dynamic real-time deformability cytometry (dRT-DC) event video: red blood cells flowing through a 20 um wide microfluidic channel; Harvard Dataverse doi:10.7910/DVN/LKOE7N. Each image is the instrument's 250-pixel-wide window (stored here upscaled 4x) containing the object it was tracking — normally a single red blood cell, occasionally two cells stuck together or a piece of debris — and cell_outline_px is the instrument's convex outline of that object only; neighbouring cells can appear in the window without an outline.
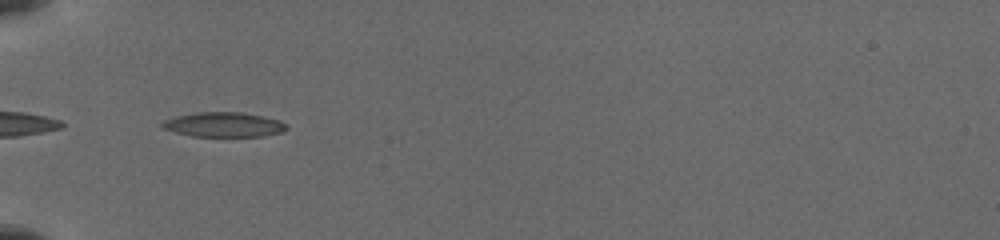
{"species": "common noctule bat (a hibernating species)", "species_latin": "Nyctalus noctula", "temperature_condition": "cold", "stored_images_in_passage": 3, "camera_frame_rate_fps": 3000, "um_per_image_px": 0.085, "animal": {"sex": "female", "body_mass_g": 19.5, "forearm_length_mm": 54.1}, "frame": {"image": 1, "passage_image": 2, "time_ms": 1.333, "image_size_px": [1000, 240], "cell_outline_px": [[288, 128], [280, 132], [264, 136], [192, 136], [160, 128], [160, 124], [164, 120], [176, 116], [196, 112], [240, 112], [264, 116], [280, 120], [288, 124]], "centroid_in_image_um": [19.02, 10.58], "position_along_channel_um": 66.0, "area_um2": 17.98}}
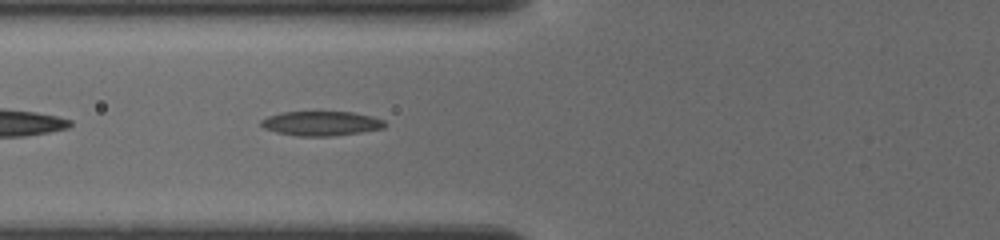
{"frame": {"image": 2, "passage_image": 3, "time_ms": 2.333, "image_size_px": [1000, 240], "cell_outline_px": [[388, 124], [384, 128], [360, 132], [332, 136], [296, 136], [276, 132], [264, 128], [260, 124], [260, 120], [268, 116], [280, 112], [352, 112], [372, 116], [384, 120]], "centroid_in_image_um": [27.3, 10.49], "position_along_channel_um": 98.5, "area_um2": 17.74}}